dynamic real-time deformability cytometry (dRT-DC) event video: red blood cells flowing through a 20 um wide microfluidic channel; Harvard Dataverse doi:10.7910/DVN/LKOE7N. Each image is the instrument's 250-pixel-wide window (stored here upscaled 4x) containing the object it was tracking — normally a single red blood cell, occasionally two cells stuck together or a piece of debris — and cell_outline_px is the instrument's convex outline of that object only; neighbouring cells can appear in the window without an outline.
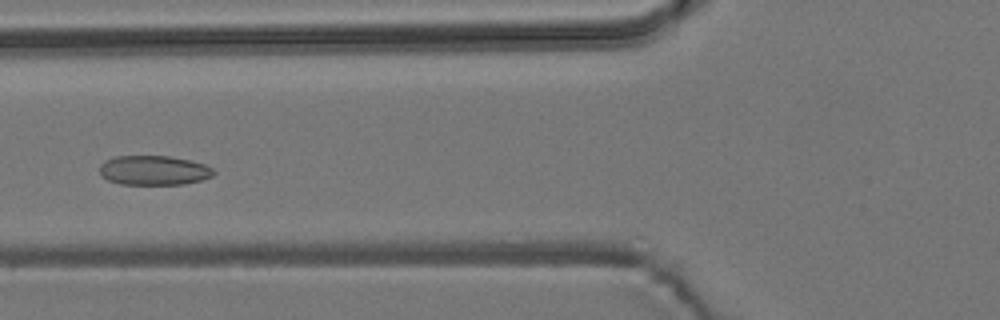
{"species": "common noctule bat (a hibernating species)", "species_latin": "Nyctalus noctula", "temperature_condition": "room temperature", "stored_images_in_passage": 39, "camera_frame_rate_fps": 3000, "um_per_image_px": 0.085, "animal": {"sex": "male", "body_mass_g": 19.2, "forearm_length_mm": 51.8}, "frame": {"image": 1, "passage_image": 10, "time_ms": 3.0, "image_size_px": [1000, 320], "cell_outline_px": [[216, 172], [212, 176], [200, 180], [184, 184], [120, 184], [108, 180], [100, 176], [100, 164], [104, 160], [116, 156], [168, 156], [188, 160], [204, 164], [212, 168]], "centroid_in_image_um": [13.04, 14.48], "position_along_channel_um": 112.8, "area_um2": 19.59}}
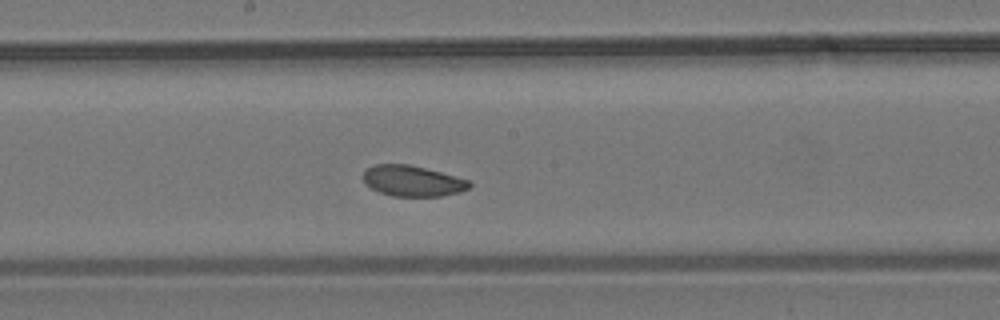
{"frame": {"image": 2, "passage_image": 18, "time_ms": 5.667, "image_size_px": [1000, 320], "cell_outline_px": [[472, 188], [460, 192], [440, 196], [392, 196], [380, 192], [364, 184], [364, 172], [368, 168], [376, 164], [408, 164], [440, 172], [468, 180], [472, 184]], "centroid_in_image_um": [35.08, 15.39], "position_along_channel_um": 213.1, "area_um2": 18.9}}
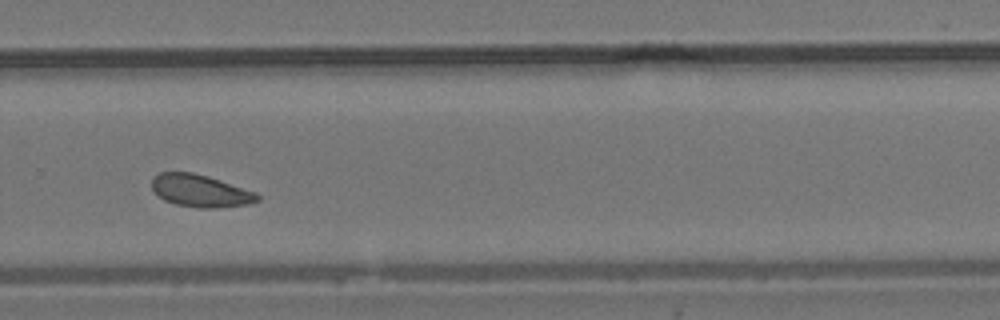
{"frame": {"image": 3, "passage_image": 26, "time_ms": 8.333, "image_size_px": [1000, 320], "cell_outline_px": [[260, 200], [252, 204], [216, 208], [200, 208], [176, 204], [164, 200], [152, 188], [152, 176], [160, 172], [192, 172], [220, 180], [256, 192], [260, 196]], "centroid_in_image_um": [17.06, 16.22], "position_along_channel_um": 312.7, "area_um2": 19.94}, "authors_computed_cell_mechanics": {"area_um2": 19.7098, "velocity_mm_per_s": 3.7526, "shape_relaxation_time_tau1_ms": 3.3294, "shape_relaxation_time_tau2_ms": 3.1569, "deformation_change_tau1": 0.0436, "deformation_change_tau2": 0.0785}}